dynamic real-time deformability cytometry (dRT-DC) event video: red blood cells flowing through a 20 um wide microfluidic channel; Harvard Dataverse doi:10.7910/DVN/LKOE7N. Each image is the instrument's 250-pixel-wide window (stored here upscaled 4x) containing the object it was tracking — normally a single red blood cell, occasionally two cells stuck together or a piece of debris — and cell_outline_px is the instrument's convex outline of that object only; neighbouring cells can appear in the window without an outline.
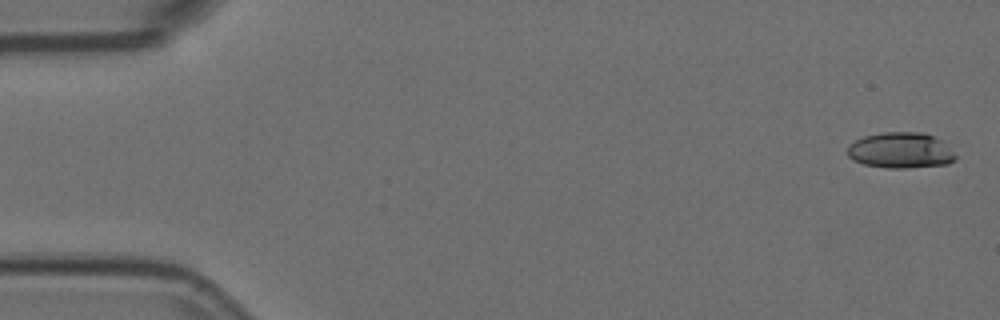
{"species": "Egyptian fruit bat (a non-hibernating species)", "species_latin": "Rousettus aegyptiacus", "temperature_condition": "room temperature", "stored_images_in_passage": 3, "segment_of_instrument_passage": [2, 2], "camera_frame_rate_fps": 3000, "um_per_image_px": 0.085, "animal": {"sex": "female"}, "frame": {"image": 1, "passage_image": 3, "time_ms": 0.667, "image_size_px": [1000, 320], "cell_outline_px": [[960, 156], [956, 160], [948, 164], [904, 168], [888, 168], [864, 164], [852, 160], [848, 156], [848, 144], [864, 136], [884, 132], [924, 132], [944, 140]], "centroid_in_image_um": [76.64, 12.78], "position_along_channel_um": 8.4, "area_um2": 23.06}}